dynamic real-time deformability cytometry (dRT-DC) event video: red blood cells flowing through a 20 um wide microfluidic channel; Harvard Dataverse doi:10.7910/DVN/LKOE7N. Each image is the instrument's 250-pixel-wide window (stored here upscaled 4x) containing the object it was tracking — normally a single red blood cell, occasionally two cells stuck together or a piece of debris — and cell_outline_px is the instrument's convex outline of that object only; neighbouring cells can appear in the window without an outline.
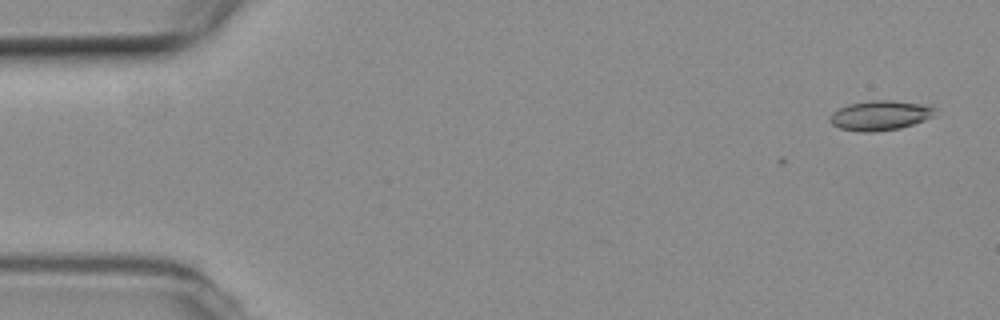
{"species": "common noctule bat (a hibernating species)", "species_latin": "Nyctalus noctula", "temperature_condition": "room temperature", "stored_images_in_passage": 12, "camera_frame_rate_fps": 3000, "um_per_image_px": 0.085, "animal": {"sex": "female", "body_mass_g": 19.3, "forearm_length_mm": 54.1}, "frame": {"image": 1, "passage_image": 1, "time_ms": 0.0, "image_size_px": [1000, 320], "cell_outline_px": [[936, 116], [900, 128], [872, 132], [860, 132], [840, 128], [832, 124], [828, 120], [828, 116], [832, 112], [848, 104], [872, 100], [892, 100], [932, 104], [936, 108]], "centroid_in_image_um": [74.85, 9.79], "position_along_channel_um": 10.1, "area_um2": 18.61}}